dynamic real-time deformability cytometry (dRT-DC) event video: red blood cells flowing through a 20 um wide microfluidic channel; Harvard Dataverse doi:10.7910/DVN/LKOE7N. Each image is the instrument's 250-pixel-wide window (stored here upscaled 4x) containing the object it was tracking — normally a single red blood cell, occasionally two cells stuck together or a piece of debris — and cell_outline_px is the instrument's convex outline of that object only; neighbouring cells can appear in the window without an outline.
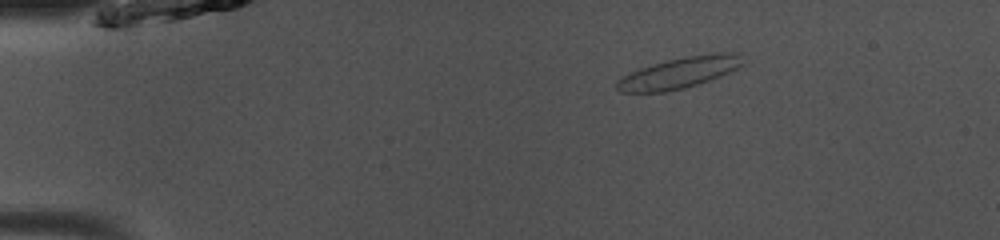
{"species": "common noctule bat (a hibernating species)", "species_latin": "Nyctalus noctula", "temperature_condition": "room temperature", "stored_images_in_passage": 40, "camera_frame_rate_fps": 3000, "um_per_image_px": 0.085, "animal": {"sex": "male", "body_mass_g": 13.0, "forearm_length_mm": 53.1}, "frame": {"image": 1, "passage_image": 1, "time_ms": 0.0, "image_size_px": [1000, 240], "cell_outline_px": [[744, 64], [728, 72], [708, 80], [684, 88], [664, 92], [620, 92], [616, 88], [616, 80], [640, 68], [652, 64], [684, 56], [716, 52], [744, 52]], "centroid_in_image_um": [57.79, 6.15], "position_along_channel_um": 27.2, "area_um2": 22.83}}
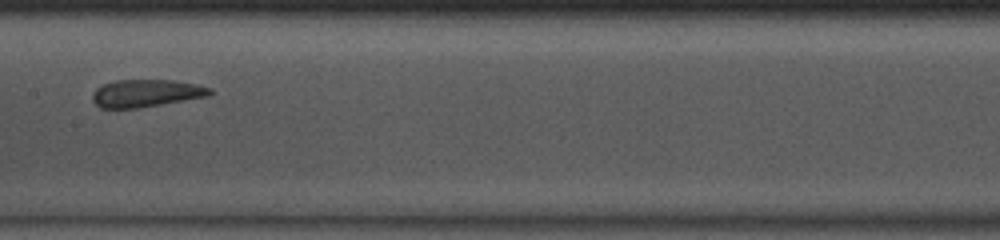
{"frame": {"image": 2, "passage_image": 18, "time_ms": 5.667, "image_size_px": [1000, 240], "cell_outline_px": [[212, 92], [208, 96], [136, 108], [100, 108], [92, 100], [92, 96], [96, 88], [104, 84], [116, 80], [172, 80], [196, 84], [212, 88]], "centroid_in_image_um": [12.4, 7.92], "position_along_channel_um": 195.0, "area_um2": 18.61}}
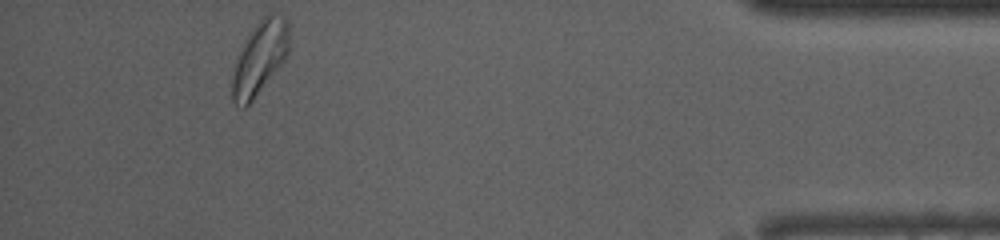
{"frame": {"image": 3, "passage_image": 38, "time_ms": 12.333, "image_size_px": [1000, 240], "cell_outline_px": [[288, 52], [284, 60], [252, 100], [244, 108], [240, 108], [232, 100], [232, 80], [236, 56], [244, 40], [252, 28], [264, 16], [272, 12], [288, 20]], "centroid_in_image_um": [22.05, 4.9], "position_along_channel_um": 413.2, "area_um2": 23.99}, "authors_computed_cell_mechanics": {"area_um2": 20.1144, "velocity_mm_per_s": 4.0545, "shape_relaxation_time_tau1_ms": null, "shape_relaxation_time_tau2_ms": 2.2075, "deformation_change_tau1": null, "deformation_change_tau2": 0.0857}}